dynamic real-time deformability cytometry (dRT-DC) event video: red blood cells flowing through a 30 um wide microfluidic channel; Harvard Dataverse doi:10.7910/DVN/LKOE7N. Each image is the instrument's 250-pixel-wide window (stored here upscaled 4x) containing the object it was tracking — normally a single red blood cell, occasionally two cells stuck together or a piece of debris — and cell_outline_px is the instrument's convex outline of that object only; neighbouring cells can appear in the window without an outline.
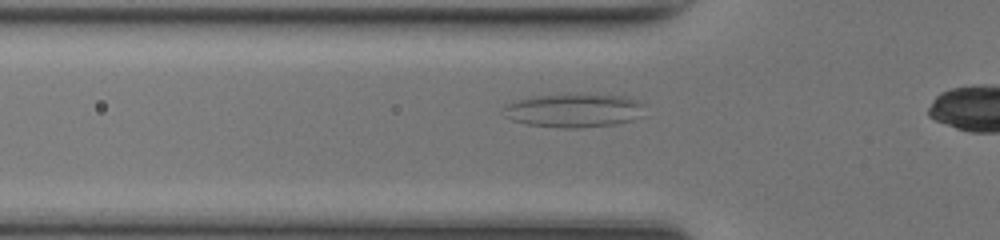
{"species": "common noctule bat (a hibernating species)", "species_latin": "Nyctalus noctula", "temperature_condition": "room temperature", "stored_images_in_passage": 7, "camera_frame_rate_fps": 3000, "um_per_image_px": 0.085, "animal": {"sex": "female", "body_mass_g": 17.0, "forearm_length_mm": 48.0}, "frame": {"image": 1, "passage_image": 2, "time_ms": 0.333, "image_size_px": [1000, 240], "cell_outline_px": [[644, 104], [640, 116], [632, 120], [616, 124], [580, 128], [560, 128], [528, 124], [512, 120], [504, 116], [500, 112], [508, 104], [516, 100], [532, 96], [568, 92], [624, 96], [636, 100]], "centroid_in_image_um": [48.74, 9.36], "position_along_channel_um": 77.1, "area_um2": 28.38}}